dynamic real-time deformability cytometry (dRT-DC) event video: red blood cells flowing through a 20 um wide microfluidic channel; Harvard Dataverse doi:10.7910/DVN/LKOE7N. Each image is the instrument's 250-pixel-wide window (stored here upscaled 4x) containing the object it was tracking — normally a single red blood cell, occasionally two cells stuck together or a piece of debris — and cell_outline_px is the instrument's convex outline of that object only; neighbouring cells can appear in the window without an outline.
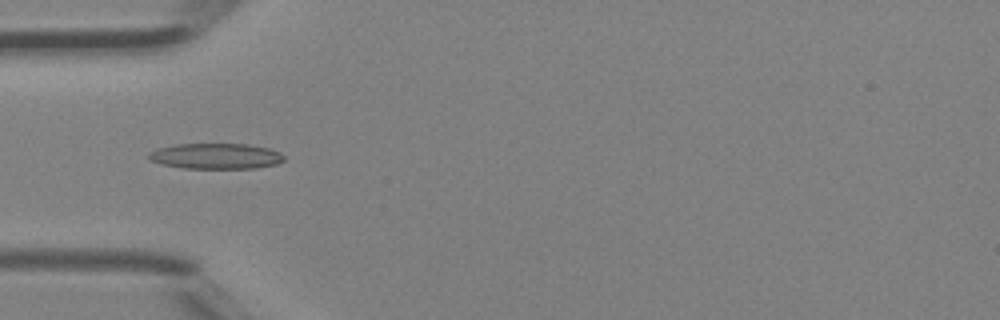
{"species": "Egyptian fruit bat (a non-hibernating species)", "species_latin": "Rousettus aegyptiacus", "temperature_condition": "room temperature", "stored_images_in_passage": 5, "camera_frame_rate_fps": 3000, "um_per_image_px": 0.085, "animal": {"sex": "female"}, "frame": {"image": 1, "passage_image": 4, "time_ms": 1.0, "image_size_px": [1000, 320], "cell_outline_px": [[284, 160], [276, 164], [256, 168], [184, 168], [160, 164], [152, 160], [148, 156], [148, 152], [156, 148], [176, 144], [248, 144], [268, 148], [280, 152], [284, 156]], "centroid_in_image_um": [18.33, 13.26], "position_along_channel_um": 66.7, "area_um2": 20.23}}
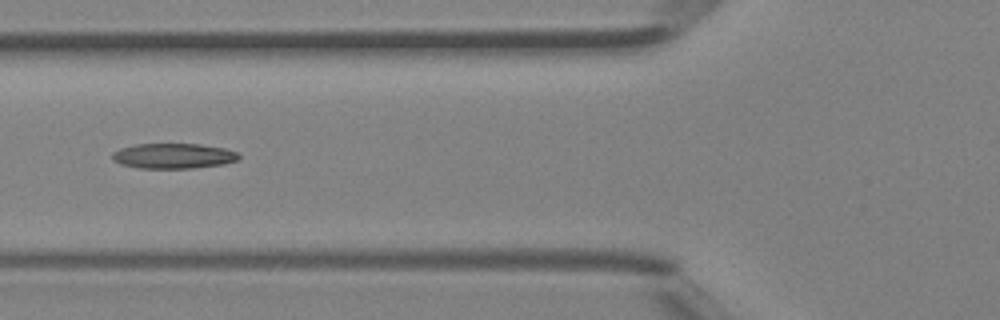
{"frame": {"image": 2, "passage_image": 5, "time_ms": 1.333, "image_size_px": [1000, 320], "cell_outline_px": [[240, 156], [236, 160], [224, 164], [192, 168], [136, 168], [120, 164], [112, 160], [112, 152], [120, 148], [136, 144], [200, 144], [224, 148], [240, 152]], "centroid_in_image_um": [14.73, 13.25], "position_along_channel_um": 111.1, "area_um2": 18.73}}